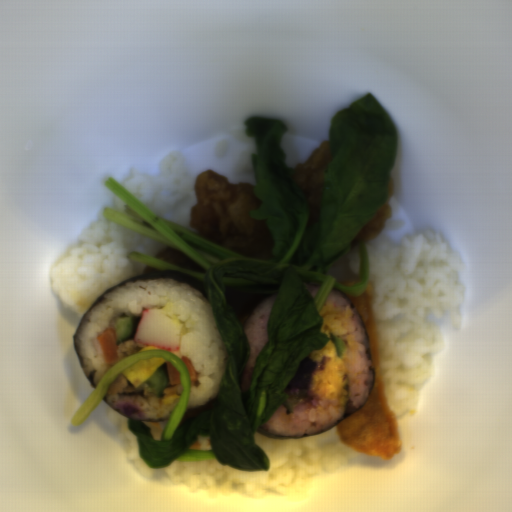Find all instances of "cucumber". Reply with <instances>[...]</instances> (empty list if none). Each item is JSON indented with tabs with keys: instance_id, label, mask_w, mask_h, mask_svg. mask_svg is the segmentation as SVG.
Wrapping results in <instances>:
<instances>
[{
	"instance_id": "cucumber-3",
	"label": "cucumber",
	"mask_w": 512,
	"mask_h": 512,
	"mask_svg": "<svg viewBox=\"0 0 512 512\" xmlns=\"http://www.w3.org/2000/svg\"><path fill=\"white\" fill-rule=\"evenodd\" d=\"M308 395V390H301L297 394H289V399L281 404L290 415L291 413H293L294 408L302 404L307 399Z\"/></svg>"
},
{
	"instance_id": "cucumber-1",
	"label": "cucumber",
	"mask_w": 512,
	"mask_h": 512,
	"mask_svg": "<svg viewBox=\"0 0 512 512\" xmlns=\"http://www.w3.org/2000/svg\"><path fill=\"white\" fill-rule=\"evenodd\" d=\"M114 331L118 345L132 338L135 333L134 317H115Z\"/></svg>"
},
{
	"instance_id": "cucumber-2",
	"label": "cucumber",
	"mask_w": 512,
	"mask_h": 512,
	"mask_svg": "<svg viewBox=\"0 0 512 512\" xmlns=\"http://www.w3.org/2000/svg\"><path fill=\"white\" fill-rule=\"evenodd\" d=\"M154 396L161 399L164 389L170 386L168 372L160 366L146 379Z\"/></svg>"
},
{
	"instance_id": "cucumber-5",
	"label": "cucumber",
	"mask_w": 512,
	"mask_h": 512,
	"mask_svg": "<svg viewBox=\"0 0 512 512\" xmlns=\"http://www.w3.org/2000/svg\"><path fill=\"white\" fill-rule=\"evenodd\" d=\"M340 400L344 404H347L348 401H350L349 381L346 376L343 379V387H342Z\"/></svg>"
},
{
	"instance_id": "cucumber-4",
	"label": "cucumber",
	"mask_w": 512,
	"mask_h": 512,
	"mask_svg": "<svg viewBox=\"0 0 512 512\" xmlns=\"http://www.w3.org/2000/svg\"><path fill=\"white\" fill-rule=\"evenodd\" d=\"M330 340L335 345L336 355L341 359L346 352L347 345L341 336H334L330 333Z\"/></svg>"
}]
</instances>
